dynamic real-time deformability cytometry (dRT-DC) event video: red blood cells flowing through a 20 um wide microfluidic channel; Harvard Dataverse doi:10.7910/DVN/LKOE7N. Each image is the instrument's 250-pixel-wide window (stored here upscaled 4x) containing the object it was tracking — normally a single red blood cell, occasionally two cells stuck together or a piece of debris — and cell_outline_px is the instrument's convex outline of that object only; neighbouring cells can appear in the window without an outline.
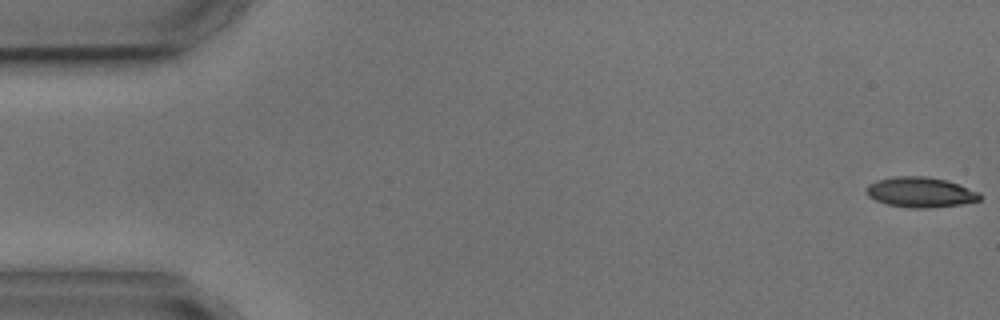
{"species": "common noctule bat (a hibernating species)", "species_latin": "Nyctalus noctula", "temperature_condition": "cold", "stored_images_in_passage": 5, "camera_frame_rate_fps": 3000, "um_per_image_px": 0.085, "animal": {"sex": "male", "body_mass_g": 17.9, "forearm_length_mm": 54.2}, "frame": {"image": 1, "passage_image": 1, "time_ms": 0.0, "image_size_px": [1000, 320], "cell_outline_px": [[980, 200], [960, 204], [928, 208], [912, 208], [888, 204], [876, 200], [868, 196], [864, 192], [864, 188], [868, 184], [876, 180], [896, 176], [924, 176], [948, 180], [980, 192]], "centroid_in_image_um": [78.2, 16.33], "position_along_channel_um": 6.8, "area_um2": 20.06}}
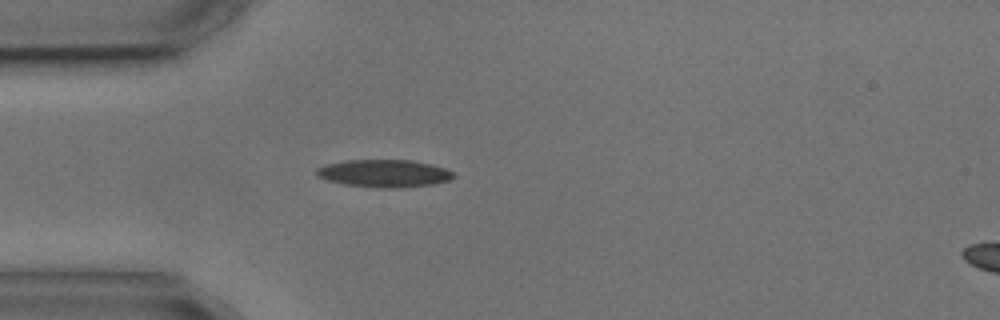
{"frame": {"image": 2, "passage_image": 5, "time_ms": 4.667, "image_size_px": [1000, 320], "cell_outline_px": [[456, 176], [448, 180], [436, 184], [400, 188], [380, 188], [344, 184], [328, 180], [316, 176], [316, 168], [324, 164], [344, 160], [412, 160], [432, 164], [444, 168], [452, 172]], "centroid_in_image_um": [32.64, 14.73], "position_along_channel_um": 52.4, "area_um2": 22.2}}